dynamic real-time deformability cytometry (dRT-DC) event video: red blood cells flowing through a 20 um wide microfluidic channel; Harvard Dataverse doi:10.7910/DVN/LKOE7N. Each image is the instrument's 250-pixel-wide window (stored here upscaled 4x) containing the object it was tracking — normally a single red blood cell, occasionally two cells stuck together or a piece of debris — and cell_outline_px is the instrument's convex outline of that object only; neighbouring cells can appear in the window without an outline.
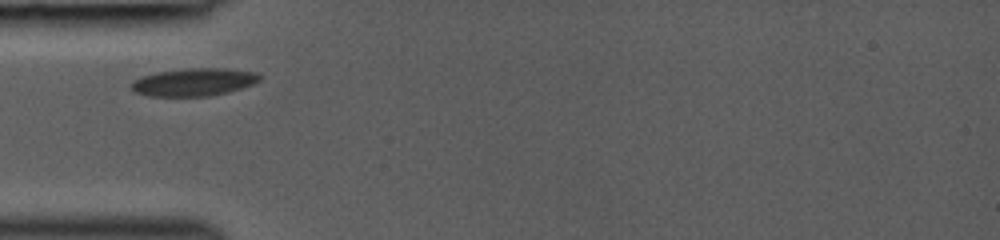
{"species": "common noctule bat (a hibernating species)", "species_latin": "Nyctalus noctula", "temperature_condition": "room temperature", "stored_images_in_passage": 26, "camera_frame_rate_fps": 3000, "um_per_image_px": 0.085, "animal": {"sex": "female", "body_mass_g": 19.0, "forearm_length_mm": 53.3}, "frame": {"image": 1, "passage_image": 1, "time_ms": 0.0, "image_size_px": [1000, 240], "cell_outline_px": [[264, 76], [260, 80], [252, 84], [228, 92], [212, 96], [148, 96], [136, 92], [132, 88], [132, 80], [140, 76], [156, 72], [188, 68], [224, 68], [256, 72]], "centroid_in_image_um": [16.49, 6.97], "position_along_channel_um": 68.5, "area_um2": 20.87}}
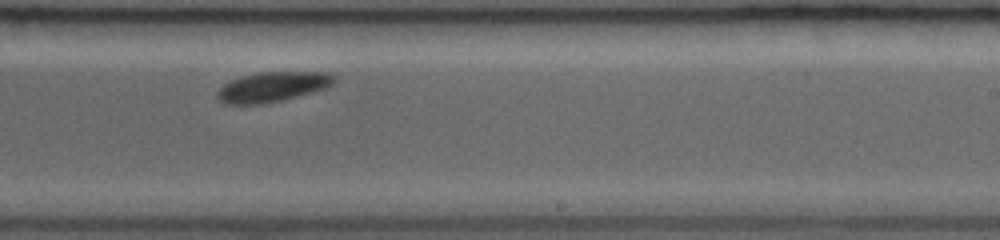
{"frame": {"image": 2, "passage_image": 15, "time_ms": 4.667, "image_size_px": [1000, 240], "cell_outline_px": [[336, 80], [328, 88], [264, 104], [224, 104], [216, 96], [216, 92], [224, 84], [232, 80], [244, 76], [260, 72], [328, 72], [336, 76]], "centroid_in_image_um": [23.19, 7.38], "position_along_channel_um": 265.8, "area_um2": 20.29}}
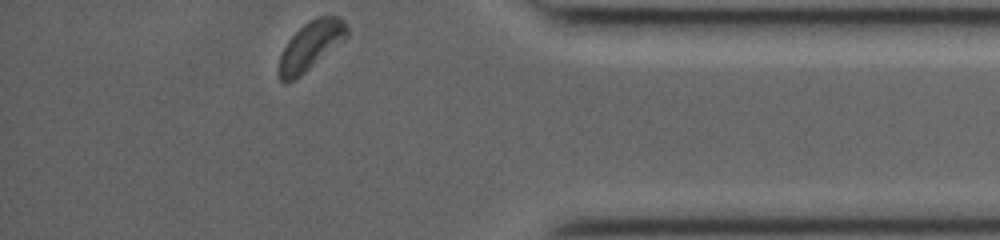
{"frame": {"image": 3, "passage_image": 26, "time_ms": 8.333, "image_size_px": [1000, 240], "cell_outline_px": [[348, 36], [344, 40], [300, 76], [284, 84], [280, 80], [280, 56], [288, 40], [304, 24], [316, 16], [340, 16], [344, 20], [348, 28]], "centroid_in_image_um": [26.44, 3.85], "position_along_channel_um": 408.8, "area_um2": 18.96}}